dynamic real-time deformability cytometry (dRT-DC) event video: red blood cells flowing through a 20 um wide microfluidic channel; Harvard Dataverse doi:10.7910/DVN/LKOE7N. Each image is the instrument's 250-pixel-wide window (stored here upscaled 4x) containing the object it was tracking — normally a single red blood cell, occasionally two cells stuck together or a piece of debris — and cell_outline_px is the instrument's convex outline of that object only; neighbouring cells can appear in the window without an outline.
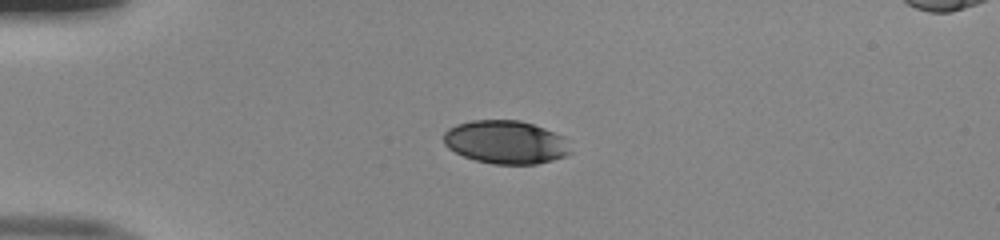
{"species": "human", "species_latin": "Homo sapiens", "temperature_condition": "room temperature", "stored_images_in_passage": 39, "camera_frame_rate_fps": 3000, "um_per_image_px": 0.085, "donor": {"sex": "male"}, "frame": {"image": 1, "passage_image": 1, "time_ms": 0.0, "image_size_px": [1000, 240], "cell_outline_px": [[572, 152], [564, 156], [552, 160], [536, 164], [492, 164], [476, 160], [464, 156], [448, 148], [444, 144], [444, 132], [448, 128], [456, 124], [472, 120], [520, 120], [544, 128], [564, 136]], "centroid_in_image_um": [42.98, 12.08], "position_along_channel_um": 42.0, "area_um2": 32.02}}
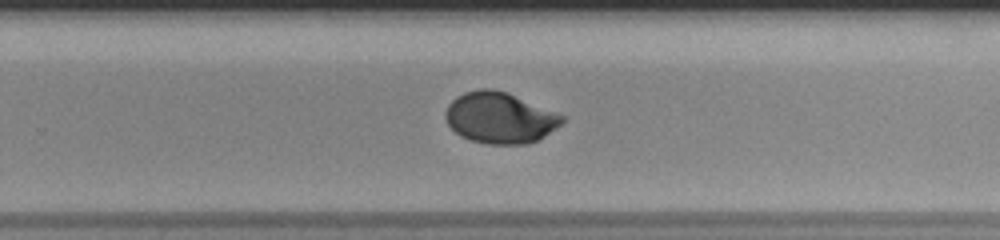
{"frame": {"image": 2, "passage_image": 22, "time_ms": 7.0, "image_size_px": [1000, 240], "cell_outline_px": [[568, 120], [544, 136], [536, 140], [524, 144], [488, 144], [472, 140], [460, 136], [448, 124], [444, 116], [444, 112], [448, 104], [456, 96], [464, 92], [480, 88], [492, 88], [508, 92], [564, 116]], "centroid_in_image_um": [42.47, 10.0], "position_along_channel_um": 287.3, "area_um2": 34.8}}
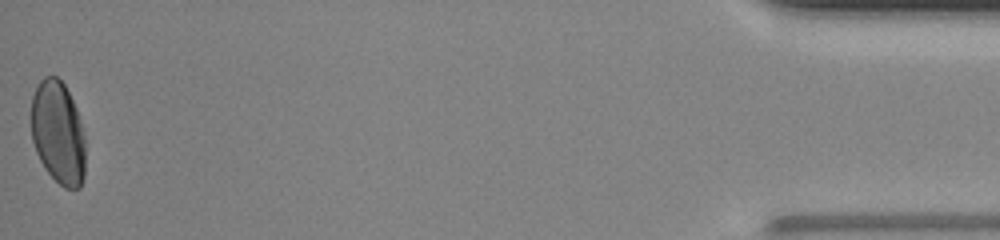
{"frame": {"image": 3, "passage_image": 39, "time_ms": 12.667, "image_size_px": [1000, 240], "cell_outline_px": [[84, 176], [80, 188], [64, 188], [44, 168], [36, 152], [32, 140], [32, 96], [40, 80], [44, 76], [56, 76], [64, 84], [76, 108], [84, 136]], "centroid_in_image_um": [4.93, 11.28], "position_along_channel_um": 430.3, "area_um2": 32.25}, "authors_computed_cell_mechanics": {"area_um2": 34.2754, "velocity_mm_per_s": 4.0354, "shape_relaxation_time_tau1_ms": 6.4893, "shape_relaxation_time_tau2_ms": 0.7272, "deformation_change_tau1": 0.1944, "deformation_change_tau2": 0.0305}}